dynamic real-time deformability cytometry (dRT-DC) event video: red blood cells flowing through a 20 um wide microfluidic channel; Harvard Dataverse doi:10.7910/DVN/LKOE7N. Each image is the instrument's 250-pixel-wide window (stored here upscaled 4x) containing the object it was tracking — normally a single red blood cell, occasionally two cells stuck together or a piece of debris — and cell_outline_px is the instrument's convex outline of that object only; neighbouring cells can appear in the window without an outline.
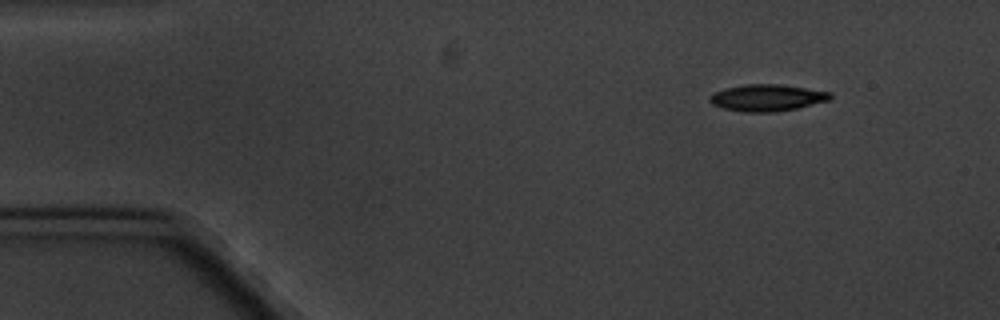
{"species": "common noctule bat (a hibernating species)", "species_latin": "Nyctalus noctula", "temperature_condition": "cold", "stored_images_in_passage": 4, "camera_frame_rate_fps": 3000, "um_per_image_px": 0.085, "animal": {"sex": "male", "body_mass_g": 20.1, "forearm_length_mm": 53.5}, "frame": {"image": 1, "passage_image": 1, "time_ms": 0.0, "image_size_px": [1000, 320], "cell_outline_px": [[832, 96], [828, 100], [796, 108], [776, 112], [744, 112], [724, 108], [712, 104], [708, 100], [708, 96], [712, 92], [724, 88], [744, 84], [780, 84], [832, 92]], "centroid_in_image_um": [65.15, 8.3], "position_along_channel_um": 19.9, "area_um2": 18.84}}
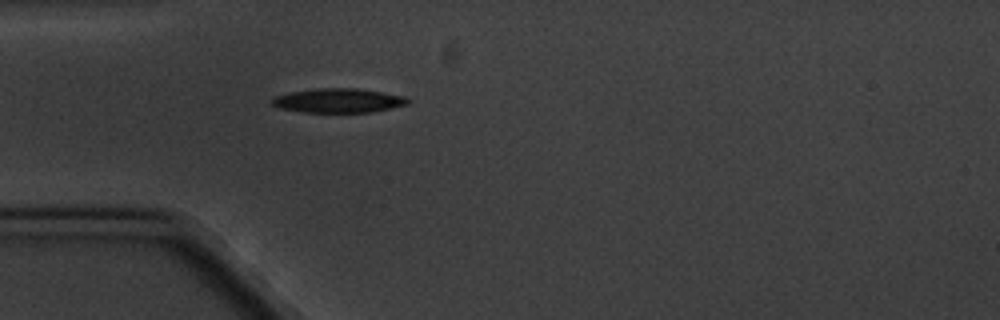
{"frame": {"image": 2, "passage_image": 4, "time_ms": 3.333, "image_size_px": [1000, 320], "cell_outline_px": [[412, 100], [408, 104], [392, 108], [372, 112], [304, 112], [280, 108], [272, 104], [268, 100], [272, 96], [292, 92], [316, 88], [356, 88], [404, 96]], "centroid_in_image_um": [28.74, 8.55], "position_along_channel_um": 56.3, "area_um2": 19.25}}